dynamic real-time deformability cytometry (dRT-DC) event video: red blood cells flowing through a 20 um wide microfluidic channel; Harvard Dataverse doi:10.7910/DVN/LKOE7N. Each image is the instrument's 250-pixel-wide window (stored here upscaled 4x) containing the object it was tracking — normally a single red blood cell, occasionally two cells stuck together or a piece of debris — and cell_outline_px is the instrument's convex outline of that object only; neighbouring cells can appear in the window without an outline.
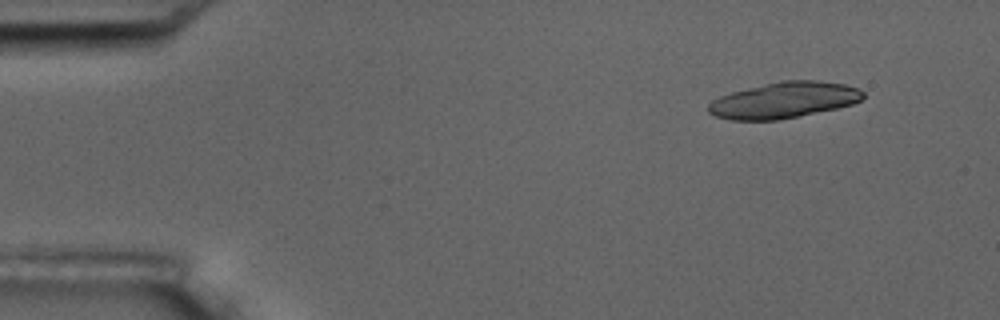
{"species": "common noctule bat (a hibernating species)", "species_latin": "Nyctalus noctula", "temperature_condition": "room temperature", "stored_images_in_passage": 5, "camera_frame_rate_fps": 3000, "um_per_image_px": 0.085, "animal": {"sex": "male", "body_mass_g": 17.5, "forearm_length_mm": 52.3}, "frame": {"image": 1, "passage_image": 2, "time_ms": 1.0, "image_size_px": [1000, 320], "cell_outline_px": [[864, 96], [860, 100], [852, 104], [836, 108], [780, 120], [732, 120], [716, 116], [708, 112], [708, 104], [712, 100], [720, 96], [732, 92], [780, 80], [816, 80], [844, 84], [860, 88], [864, 92]], "centroid_in_image_um": [66.64, 8.51], "position_along_channel_um": 18.4, "area_um2": 32.43}}